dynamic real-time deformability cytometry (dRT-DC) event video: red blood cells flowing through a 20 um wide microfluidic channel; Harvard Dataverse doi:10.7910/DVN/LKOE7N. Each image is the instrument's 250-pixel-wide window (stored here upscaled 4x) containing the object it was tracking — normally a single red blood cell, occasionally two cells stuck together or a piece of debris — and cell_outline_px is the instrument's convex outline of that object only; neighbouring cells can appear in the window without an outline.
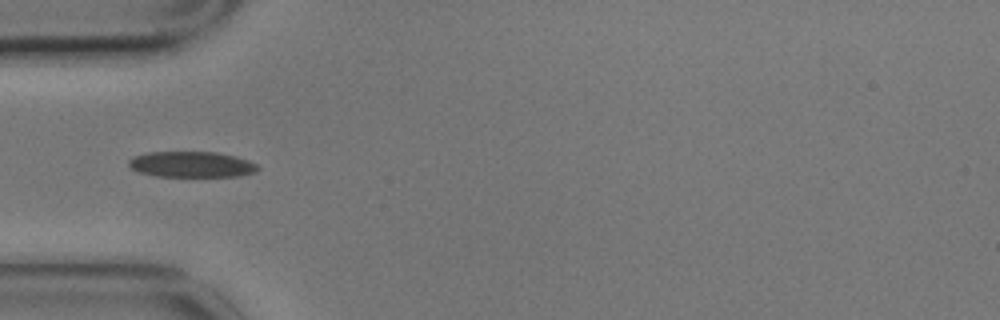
{"species": "common noctule bat (a hibernating species)", "species_latin": "Nyctalus noctula", "temperature_condition": "cold", "stored_images_in_passage": 40, "camera_frame_rate_fps": 3000, "um_per_image_px": 0.085, "animal": {"sex": "male", "body_mass_g": 17.9}, "frame": {"image": 1, "passage_image": 1, "time_ms": 0.0, "image_size_px": [1000, 320], "cell_outline_px": [[260, 168], [256, 172], [236, 176], [156, 176], [140, 172], [132, 168], [128, 164], [128, 160], [132, 156], [148, 152], [216, 152], [236, 156], [248, 160], [256, 164]], "centroid_in_image_um": [16.28, 13.96], "position_along_channel_um": 68.7, "area_um2": 19.36}}
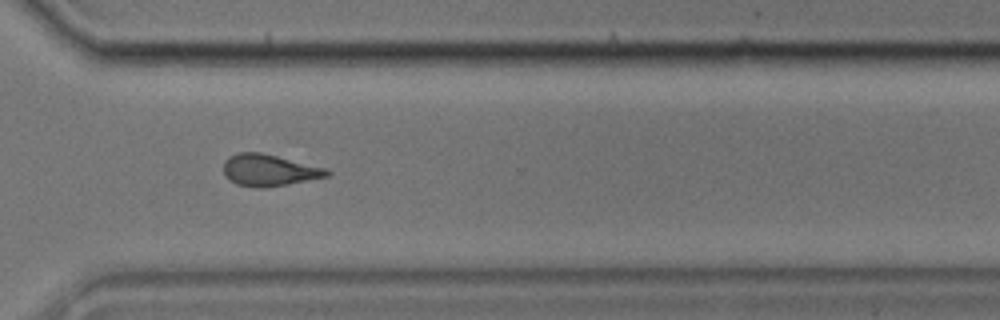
{"frame": {"image": 2, "passage_image": 25, "time_ms": 8.0, "image_size_px": [1000, 320], "cell_outline_px": [[332, 172], [328, 176], [288, 184], [264, 188], [256, 188], [236, 184], [224, 176], [224, 160], [228, 156], [240, 152], [260, 152], [324, 168]], "centroid_in_image_um": [22.82, 14.47], "position_along_channel_um": 347.8, "area_um2": 18.96}}
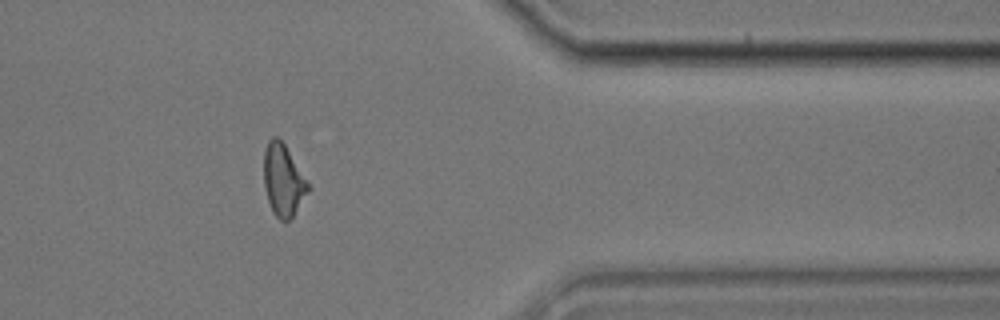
{"frame": {"image": 3, "passage_image": 30, "time_ms": 9.667, "image_size_px": [1000, 320], "cell_outline_px": [[312, 188], [292, 216], [288, 220], [280, 220], [272, 212], [264, 188], [264, 152], [268, 140], [272, 136], [276, 136], [284, 144]], "centroid_in_image_um": [24.07, 15.32], "position_along_channel_um": 387.3, "area_um2": 18.44}, "authors_computed_cell_mechanics": {"area_um2": 18.785, "velocity_mm_per_s": 3.485, "shape_relaxation_time_tau1_ms": 7.0485, "shape_relaxation_time_tau2_ms": 7.8462, "deformation_change_tau1": 0.1781, "deformation_change_tau2": 0.174}}